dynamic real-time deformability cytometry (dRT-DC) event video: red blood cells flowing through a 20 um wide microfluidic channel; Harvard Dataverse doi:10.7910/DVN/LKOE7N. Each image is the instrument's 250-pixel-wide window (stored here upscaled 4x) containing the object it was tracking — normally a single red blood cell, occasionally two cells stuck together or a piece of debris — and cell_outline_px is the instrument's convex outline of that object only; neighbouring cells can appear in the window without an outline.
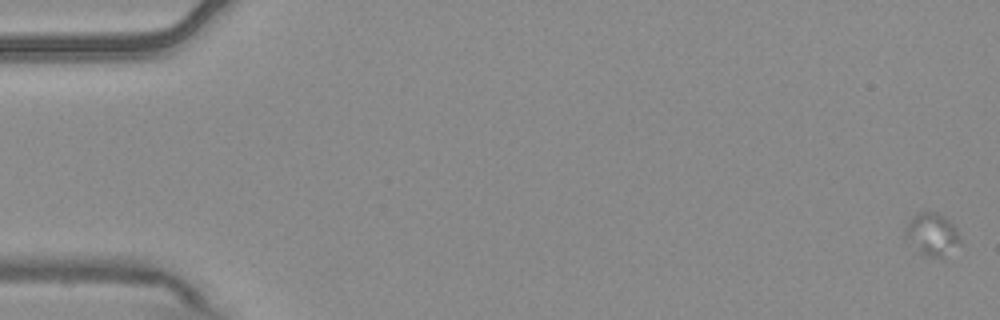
{"species": "common noctule bat (a hibernating species)", "species_latin": "Nyctalus noctula", "temperature_condition": "warm", "stored_images_in_passage": 5, "camera_frame_rate_fps": 3000, "um_per_image_px": 0.085, "animal": {"sex": "male", "body_mass_g": 20.4}, "frame": {"image": 1, "passage_image": 1, "time_ms": 0.0, "image_size_px": [1000, 320], "cell_outline_px": [[960, 244], [944, 260], [924, 256], [904, 236], [904, 228], [912, 216], [920, 212], [936, 212], [944, 216], [956, 228], [960, 236]], "centroid_in_image_um": [79.25, 19.96], "position_along_channel_um": 5.8, "area_um2": 13.93}}